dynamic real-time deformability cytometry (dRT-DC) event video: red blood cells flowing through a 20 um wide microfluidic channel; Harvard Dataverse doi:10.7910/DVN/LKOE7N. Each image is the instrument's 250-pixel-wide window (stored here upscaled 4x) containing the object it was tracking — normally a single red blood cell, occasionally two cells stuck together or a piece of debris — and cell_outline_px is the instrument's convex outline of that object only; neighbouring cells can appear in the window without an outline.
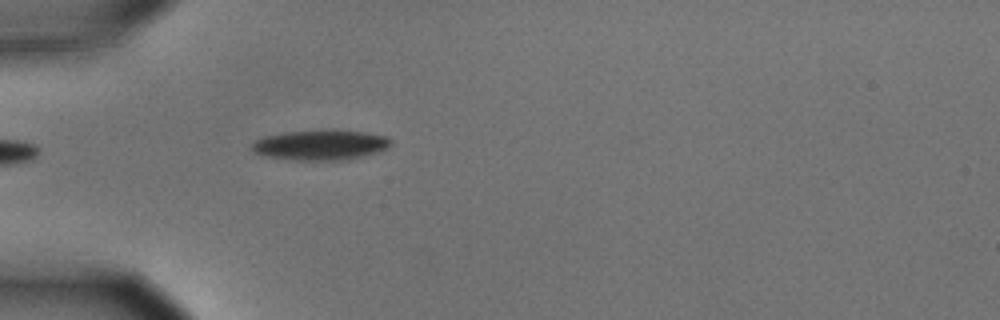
{"species": "common noctule bat (a hibernating species)", "species_latin": "Nyctalus noctula", "temperature_condition": "cold", "stored_images_in_passage": 1, "camera_frame_rate_fps": 3000, "um_per_image_px": 0.085, "animal": {"sex": "male", "body_mass_g": 15.6}, "frame": {"image": 1, "passage_image": 1, "time_ms": 0.0, "image_size_px": [1000, 320], "cell_outline_px": [[392, 144], [376, 152], [364, 156], [348, 160], [288, 160], [264, 156], [256, 152], [252, 148], [252, 144], [256, 140], [268, 136], [288, 132], [332, 128], [364, 132], [384, 136], [392, 140]], "centroid_in_image_um": [27.27, 12.31], "position_along_channel_um": 57.7, "area_um2": 24.57}}